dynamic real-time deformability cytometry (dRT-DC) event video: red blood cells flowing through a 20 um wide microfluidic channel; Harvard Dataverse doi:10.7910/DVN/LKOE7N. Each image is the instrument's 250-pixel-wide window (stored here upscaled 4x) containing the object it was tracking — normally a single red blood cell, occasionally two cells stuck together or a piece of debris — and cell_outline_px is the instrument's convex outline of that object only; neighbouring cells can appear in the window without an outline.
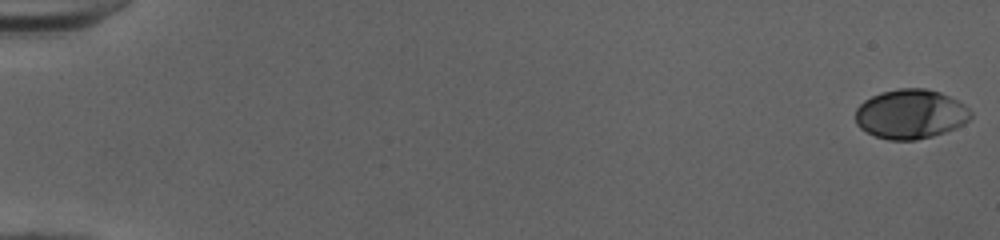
{"species": "human", "species_latin": "Homo sapiens", "temperature_condition": "cold", "stored_images_in_passage": 52, "camera_frame_rate_fps": 3000, "um_per_image_px": 0.085, "donor": {"sex": "female"}, "frame": {"image": 1, "passage_image": 1, "time_ms": 0.0, "image_size_px": [1000, 240], "cell_outline_px": [[972, 116], [964, 124], [956, 128], [932, 136], [916, 140], [888, 140], [876, 136], [860, 128], [856, 124], [856, 108], [864, 100], [880, 92], [900, 88], [924, 88], [940, 92], [964, 104], [972, 112]], "centroid_in_image_um": [77.4, 9.69], "position_along_channel_um": 7.6, "area_um2": 33.23}}
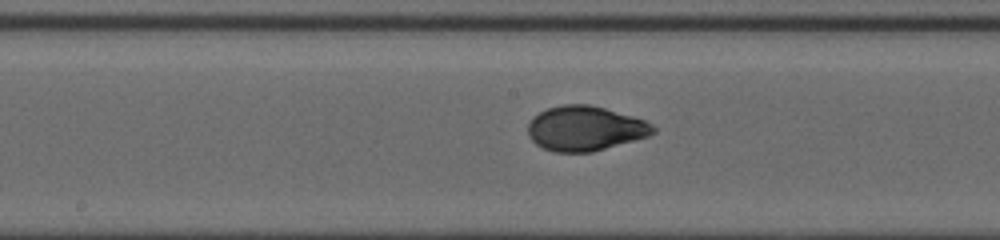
{"frame": {"image": 2, "passage_image": 29, "time_ms": 9.333, "image_size_px": [1000, 240], "cell_outline_px": [[656, 132], [648, 136], [592, 152], [552, 152], [536, 144], [528, 136], [528, 124], [532, 116], [548, 108], [564, 104], [588, 104], [604, 108], [632, 116], [644, 120], [652, 124], [656, 128]], "centroid_in_image_um": [49.71, 10.92], "position_along_channel_um": 198.5, "area_um2": 32.6}}
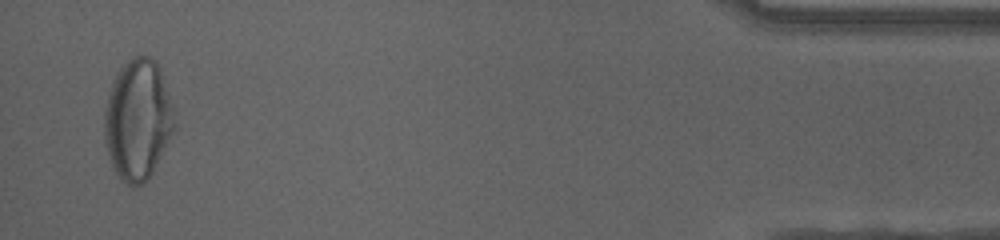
{"frame": {"image": 3, "passage_image": 51, "time_ms": 16.667, "image_size_px": [1000, 240], "cell_outline_px": [[176, 124], [148, 180], [144, 184], [132, 188], [112, 168], [108, 156], [104, 140], [104, 112], [108, 92], [112, 80], [116, 72], [132, 56], [148, 56], [156, 60], [172, 104]], "centroid_in_image_um": [11.68, 10.17], "position_along_channel_um": 423.5, "area_um2": 49.19}, "authors_computed_cell_mechanics": {"area_um2": 32.4258, "velocity_mm_per_s": 4.0402, "shape_relaxation_time_tau1_ms": 4.2131, "shape_relaxation_time_tau2_ms": 0.69, "deformation_change_tau1": 0.1824, "deformation_change_tau2": 0.0364}}